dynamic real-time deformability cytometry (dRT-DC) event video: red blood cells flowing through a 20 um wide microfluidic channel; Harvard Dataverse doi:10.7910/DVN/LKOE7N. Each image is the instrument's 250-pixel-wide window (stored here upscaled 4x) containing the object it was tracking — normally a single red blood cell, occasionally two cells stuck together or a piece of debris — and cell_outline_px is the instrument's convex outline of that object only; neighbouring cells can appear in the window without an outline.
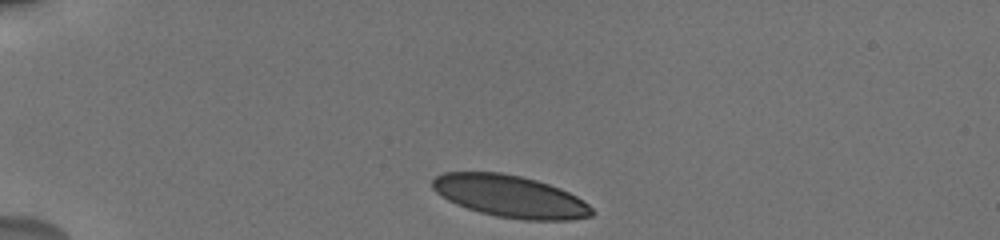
{"species": "human", "species_latin": "Homo sapiens", "temperature_condition": "cold", "stored_images_in_passage": 4, "camera_frame_rate_fps": 3000, "um_per_image_px": 0.085, "donor": {"sex": "male"}, "frame": {"image": 1, "passage_image": 1, "time_ms": 0.0, "image_size_px": [1000, 240], "cell_outline_px": [[592, 216], [568, 220], [524, 220], [496, 216], [480, 212], [456, 204], [448, 200], [436, 192], [432, 188], [432, 180], [436, 176], [444, 172], [500, 172], [520, 176], [536, 180], [560, 188], [584, 200], [592, 208]], "centroid_in_image_um": [43.35, 16.68], "position_along_channel_um": 41.6, "area_um2": 38.96}}
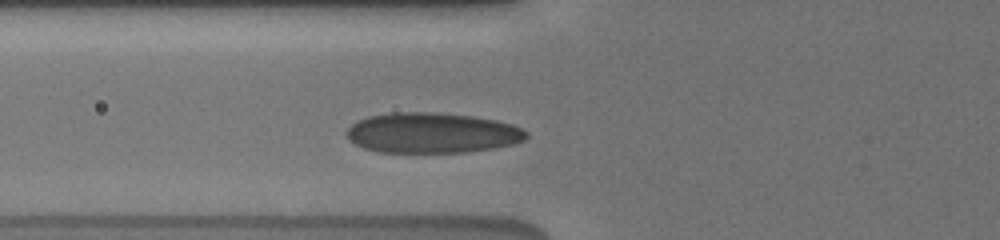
{"frame": {"image": 2, "passage_image": 4, "time_ms": 2.667, "image_size_px": [1000, 240], "cell_outline_px": [[528, 136], [524, 140], [512, 144], [492, 148], [468, 152], [380, 152], [364, 148], [348, 140], [348, 128], [356, 120], [368, 116], [392, 112], [432, 112], [472, 116], [496, 120], [512, 124], [528, 132]], "centroid_in_image_um": [36.72, 11.29], "position_along_channel_um": 89.1, "area_um2": 42.19}}